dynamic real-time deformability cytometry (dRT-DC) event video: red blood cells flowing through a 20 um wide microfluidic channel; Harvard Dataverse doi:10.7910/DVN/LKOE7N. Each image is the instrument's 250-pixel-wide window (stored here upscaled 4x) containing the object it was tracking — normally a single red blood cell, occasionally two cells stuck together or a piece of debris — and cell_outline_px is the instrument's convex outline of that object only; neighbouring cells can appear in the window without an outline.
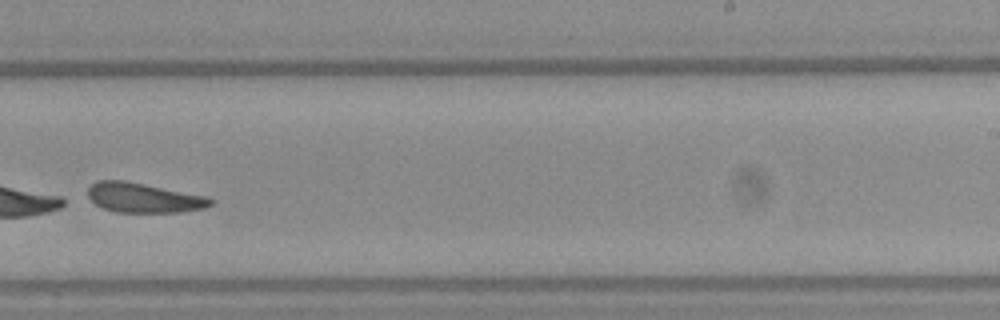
{"species": "Egyptian fruit bat (a non-hibernating species)", "species_latin": "Rousettus aegyptiacus", "temperature_condition": "warm", "stored_images_in_passage": 46, "segment_of_instrument_passage": [2, 2], "camera_frame_rate_fps": 3000, "um_per_image_px": 0.085, "frame": {"image": 1, "passage_image": 28, "time_ms": 9.0, "image_size_px": [1000, 320], "cell_outline_px": [[212, 204], [204, 208], [180, 212], [116, 212], [104, 208], [96, 204], [88, 196], [88, 188], [96, 180], [124, 180], [204, 196], [212, 200]], "centroid_in_image_um": [12.16, 16.81], "position_along_channel_um": 276.8, "area_um2": 20.87}}
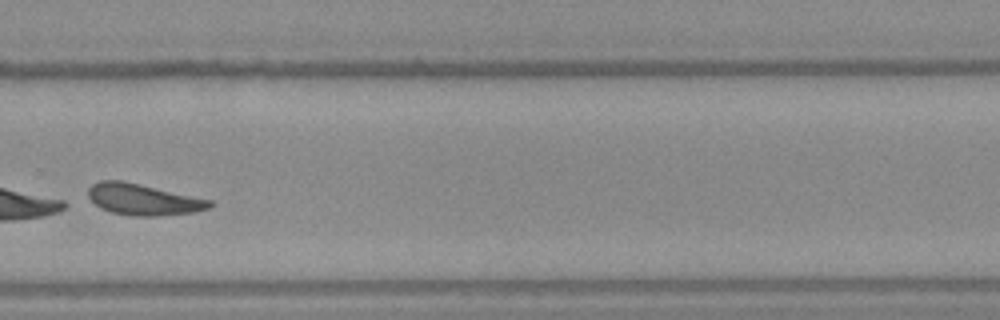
{"frame": {"image": 2, "passage_image": 31, "time_ms": 10.0, "image_size_px": [1000, 320], "cell_outline_px": [[212, 208], [196, 212], [160, 216], [132, 216], [112, 212], [100, 208], [88, 196], [88, 188], [92, 184], [100, 180], [120, 180], [212, 200]], "centroid_in_image_um": [12.19, 16.97], "position_along_channel_um": 317.6, "area_um2": 22.08}}